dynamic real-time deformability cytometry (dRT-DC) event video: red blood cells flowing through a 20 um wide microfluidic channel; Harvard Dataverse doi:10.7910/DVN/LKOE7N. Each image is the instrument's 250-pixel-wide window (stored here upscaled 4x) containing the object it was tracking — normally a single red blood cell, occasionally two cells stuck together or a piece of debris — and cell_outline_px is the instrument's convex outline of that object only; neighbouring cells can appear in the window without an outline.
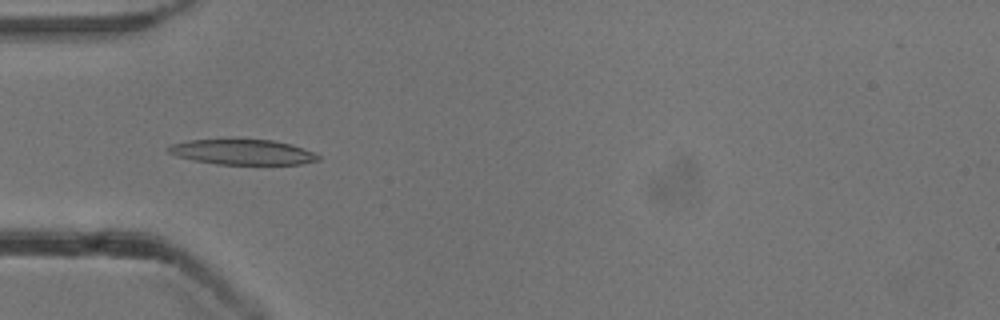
{"species": "common noctule bat (a hibernating species)", "species_latin": "Nyctalus noctula", "temperature_condition": "cold", "stored_images_in_passage": 39, "camera_frame_rate_fps": 3000, "um_per_image_px": 0.085, "animal": {"sex": "male", "body_mass_g": 13.3}, "frame": {"image": 1, "passage_image": 3, "time_ms": 0.667, "image_size_px": [1000, 320], "cell_outline_px": [[320, 160], [300, 164], [216, 164], [176, 156], [168, 152], [164, 148], [172, 144], [188, 140], [228, 136], [232, 136], [272, 140], [292, 144], [316, 152], [320, 156]], "centroid_in_image_um": [20.59, 12.86], "position_along_channel_um": 64.4, "area_um2": 23.24}}
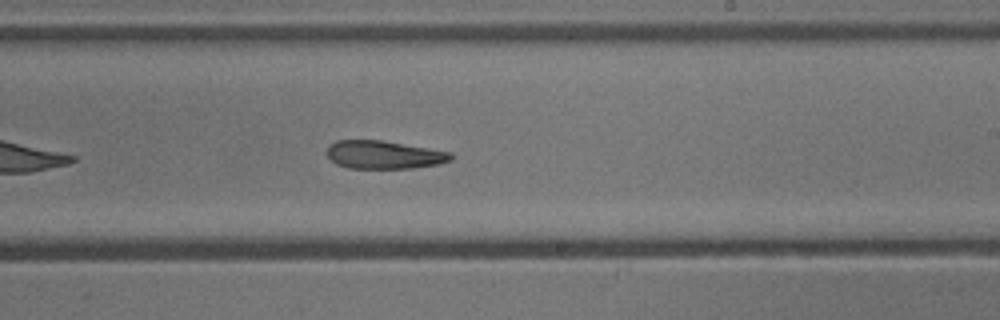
{"frame": {"image": 2, "passage_image": 18, "time_ms": 5.667, "image_size_px": [1000, 320], "cell_outline_px": [[452, 160], [440, 164], [412, 168], [348, 168], [336, 164], [328, 156], [328, 144], [336, 140], [380, 140], [452, 152]], "centroid_in_image_um": [32.64, 13.15], "position_along_channel_um": 256.4, "area_um2": 20.29}}
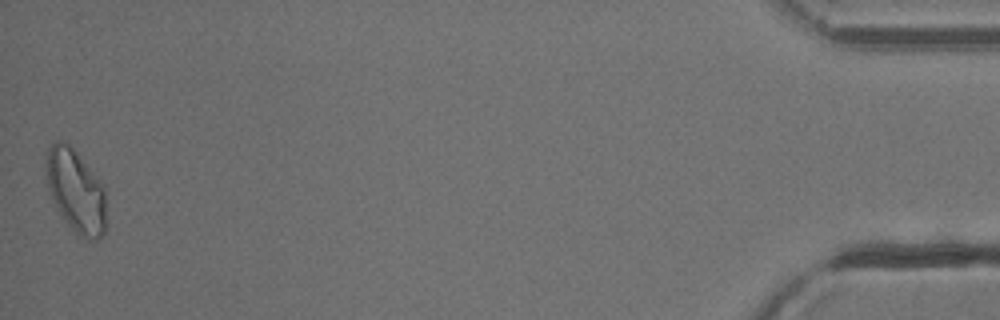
{"frame": {"image": 3, "passage_image": 39, "time_ms": 12.667, "image_size_px": [1000, 320], "cell_outline_px": [[104, 232], [96, 240], [88, 240], [80, 236], [68, 224], [60, 212], [52, 196], [48, 184], [44, 152], [56, 140], [60, 140], [68, 144], [76, 152], [104, 184]], "centroid_in_image_um": [6.43, 16.19], "position_along_channel_um": 428.8, "area_um2": 28.5}, "authors_computed_cell_mechanics": {"area_um2": 22.3686, "velocity_mm_per_s": 3.8544, "shape_relaxation_time_tau1_ms": 5.2932, "shape_relaxation_time_tau2_ms": null, "deformation_change_tau1": 0.1485, "deformation_change_tau2": null}}